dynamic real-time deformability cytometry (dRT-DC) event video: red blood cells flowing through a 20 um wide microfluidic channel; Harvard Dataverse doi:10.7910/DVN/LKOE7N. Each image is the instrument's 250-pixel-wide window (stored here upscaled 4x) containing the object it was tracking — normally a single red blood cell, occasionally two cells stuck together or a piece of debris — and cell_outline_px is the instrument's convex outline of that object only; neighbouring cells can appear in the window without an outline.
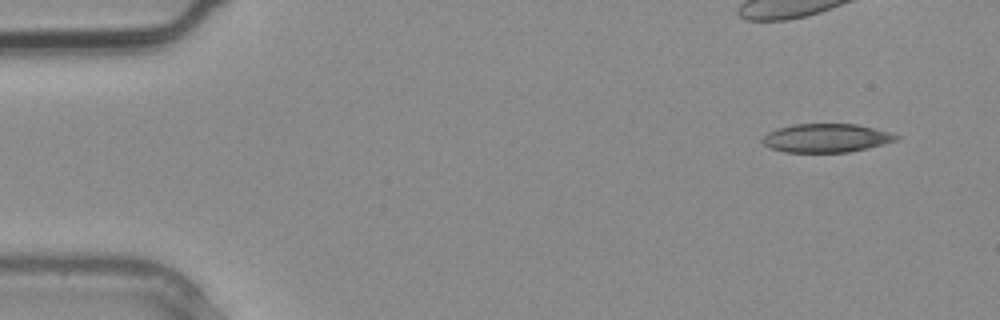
{"species": "common noctule bat (a hibernating species)", "species_latin": "Nyctalus noctula", "temperature_condition": "warm", "stored_images_in_passage": 4, "camera_frame_rate_fps": 3000, "um_per_image_px": 0.085, "animal": {"sex": "male", "body_mass_g": 20.4}, "frame": {"image": 1, "passage_image": 1, "time_ms": 0.0, "image_size_px": [1000, 320], "cell_outline_px": [[900, 140], [868, 148], [848, 152], [784, 152], [772, 148], [764, 144], [760, 140], [768, 132], [780, 128], [796, 124], [856, 124], [876, 128], [900, 136]], "centroid_in_image_um": [70.28, 11.73], "position_along_channel_um": 14.7, "area_um2": 22.25}}